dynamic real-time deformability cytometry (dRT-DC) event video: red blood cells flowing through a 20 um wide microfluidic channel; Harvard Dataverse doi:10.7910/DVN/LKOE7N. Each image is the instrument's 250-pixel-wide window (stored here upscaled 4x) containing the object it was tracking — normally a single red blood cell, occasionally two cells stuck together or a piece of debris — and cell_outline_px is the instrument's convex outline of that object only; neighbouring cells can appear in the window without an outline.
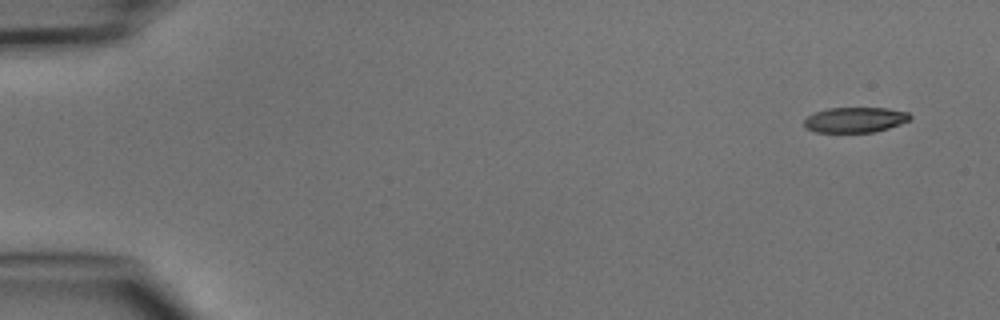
{"species": "common noctule bat (a hibernating species)", "species_latin": "Nyctalus noctula", "temperature_condition": "cold", "stored_images_in_passage": 4, "camera_frame_rate_fps": 3000, "um_per_image_px": 0.085, "animal": {"sex": "male", "body_mass_g": 15.6}, "frame": {"image": 1, "passage_image": 1, "time_ms": 0.0, "image_size_px": [1000, 320], "cell_outline_px": [[912, 116], [908, 120], [900, 124], [888, 128], [872, 132], [816, 132], [804, 128], [804, 120], [808, 116], [816, 112], [828, 108], [888, 108], [908, 112]], "centroid_in_image_um": [72.67, 10.18], "position_along_channel_um": 12.3, "area_um2": 15.55}}
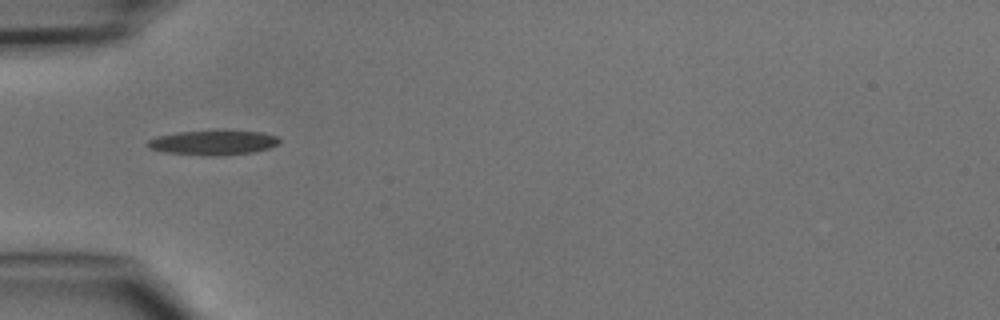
{"frame": {"image": 2, "passage_image": 4, "time_ms": 4.333, "image_size_px": [1000, 320], "cell_outline_px": [[280, 140], [276, 144], [268, 148], [252, 152], [224, 156], [204, 156], [164, 152], [148, 148], [148, 140], [156, 136], [176, 132], [260, 132], [276, 136]], "centroid_in_image_um": [18.05, 12.15], "position_along_channel_um": 66.9, "area_um2": 18.5}}